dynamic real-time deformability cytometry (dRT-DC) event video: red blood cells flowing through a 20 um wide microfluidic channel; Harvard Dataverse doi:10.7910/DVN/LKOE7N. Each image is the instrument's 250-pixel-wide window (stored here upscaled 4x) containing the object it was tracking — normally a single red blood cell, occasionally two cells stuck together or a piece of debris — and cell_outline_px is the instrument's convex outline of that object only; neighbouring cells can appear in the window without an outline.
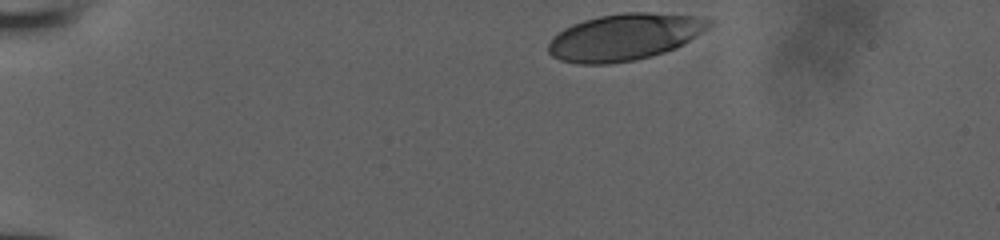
{"species": "human", "species_latin": "Homo sapiens", "temperature_condition": "room temperature", "stored_images_in_passage": 35, "camera_frame_rate_fps": 3000, "um_per_image_px": 0.085, "donor": {"sex": "male"}, "frame": {"image": 1, "passage_image": 1, "time_ms": 0.0, "image_size_px": [1000, 240], "cell_outline_px": [[712, 24], [708, 28], [676, 48], [652, 56], [632, 60], [608, 64], [576, 64], [560, 60], [552, 56], [548, 52], [548, 44], [564, 28], [572, 24], [584, 20], [600, 16], [624, 12], [648, 12], [696, 16], [712, 20]], "centroid_in_image_um": [53.08, 3.15], "position_along_channel_um": 31.9, "area_um2": 43.47}}
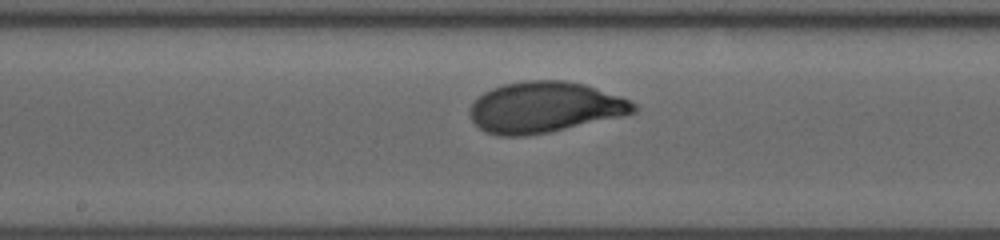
{"frame": {"image": 2, "passage_image": 20, "time_ms": 6.333, "image_size_px": [1000, 240], "cell_outline_px": [[640, 108], [636, 112], [624, 116], [548, 132], [528, 136], [500, 136], [488, 132], [480, 128], [472, 120], [468, 112], [472, 104], [484, 92], [492, 88], [504, 84], [524, 80], [564, 80], [584, 84], [628, 100], [636, 104]], "centroid_in_image_um": [46.3, 9.12], "position_along_channel_um": 201.9, "area_um2": 48.38}}
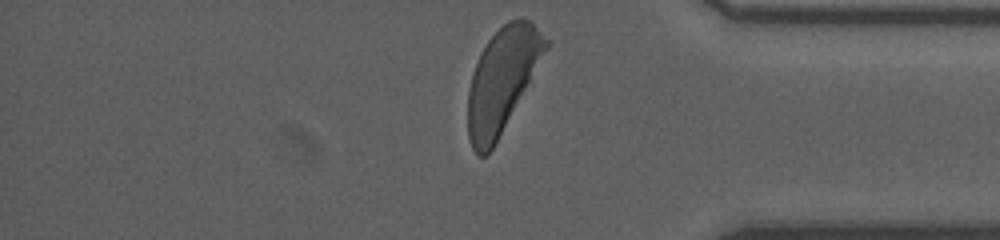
{"frame": {"image": 3, "passage_image": 35, "time_ms": 11.333, "image_size_px": [1000, 240], "cell_outline_px": [[552, 44], [492, 148], [484, 156], [476, 156], [468, 140], [468, 92], [472, 72], [480, 52], [488, 40], [508, 20], [520, 16], [528, 20], [552, 40]], "centroid_in_image_um": [42.71, 6.76], "position_along_channel_um": 392.5, "area_um2": 47.22}}